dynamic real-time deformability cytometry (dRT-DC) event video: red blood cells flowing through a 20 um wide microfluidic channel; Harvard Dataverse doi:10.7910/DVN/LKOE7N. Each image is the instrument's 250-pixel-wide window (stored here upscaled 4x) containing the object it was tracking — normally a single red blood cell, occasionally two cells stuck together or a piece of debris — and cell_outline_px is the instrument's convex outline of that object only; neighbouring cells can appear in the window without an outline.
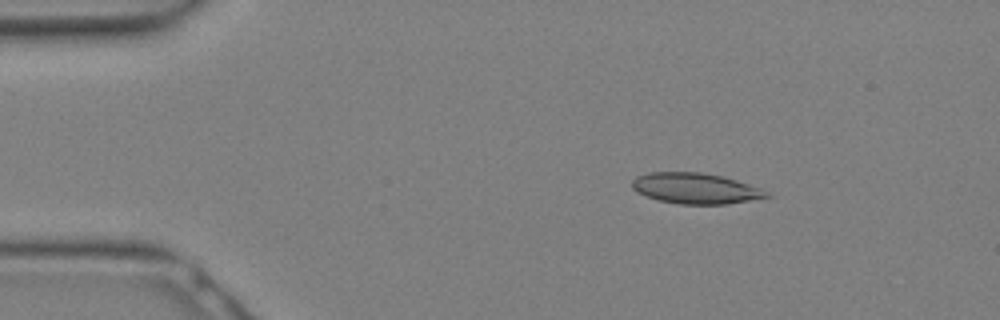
{"species": "Egyptian fruit bat (a non-hibernating species)", "species_latin": "Rousettus aegyptiacus", "temperature_condition": "warm", "stored_images_in_passage": 17, "camera_frame_rate_fps": 3000, "um_per_image_px": 0.085, "animal": {"sex": "female"}, "frame": {"image": 1, "passage_image": 2, "time_ms": 0.333, "image_size_px": [1000, 320], "cell_outline_px": [[772, 196], [728, 204], [680, 204], [656, 200], [636, 192], [632, 188], [632, 180], [636, 176], [648, 172], [700, 172], [724, 176], [760, 188]], "centroid_in_image_um": [59.07, 16.01], "position_along_channel_um": 25.9, "area_um2": 24.16}}
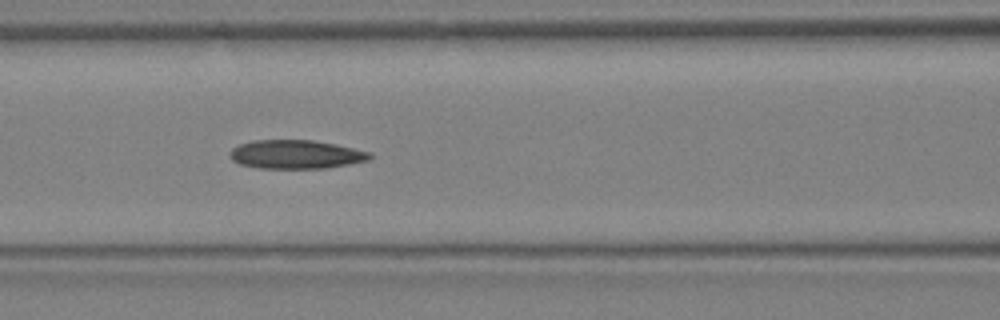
{"frame": {"image": 2, "passage_image": 10, "time_ms": 3.0, "image_size_px": [1000, 320], "cell_outline_px": [[372, 156], [368, 160], [348, 164], [324, 168], [260, 168], [240, 164], [232, 160], [232, 148], [240, 144], [252, 140], [312, 140], [336, 144], [372, 152]], "centroid_in_image_um": [25.18, 13.11], "position_along_channel_um": 141.4, "area_um2": 23.24}}
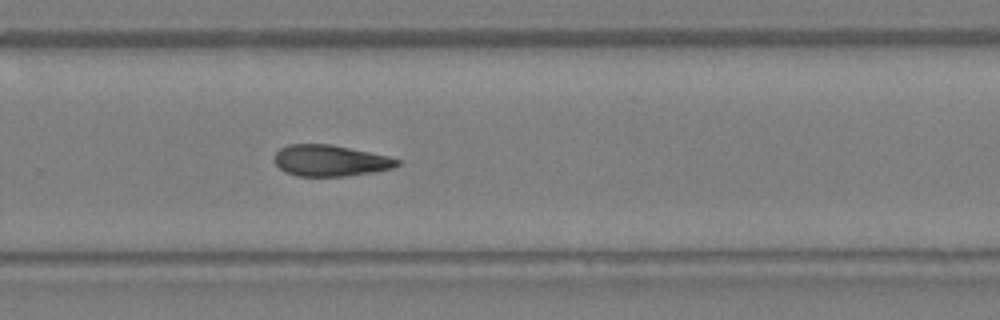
{"frame": {"image": 3, "passage_image": 17, "time_ms": 5.333, "image_size_px": [1000, 320], "cell_outline_px": [[400, 164], [392, 168], [372, 172], [344, 176], [296, 176], [284, 172], [276, 164], [272, 156], [280, 148], [288, 144], [332, 144], [388, 156], [400, 160]], "centroid_in_image_um": [28.03, 13.65], "position_along_channel_um": 301.8, "area_um2": 22.43}}